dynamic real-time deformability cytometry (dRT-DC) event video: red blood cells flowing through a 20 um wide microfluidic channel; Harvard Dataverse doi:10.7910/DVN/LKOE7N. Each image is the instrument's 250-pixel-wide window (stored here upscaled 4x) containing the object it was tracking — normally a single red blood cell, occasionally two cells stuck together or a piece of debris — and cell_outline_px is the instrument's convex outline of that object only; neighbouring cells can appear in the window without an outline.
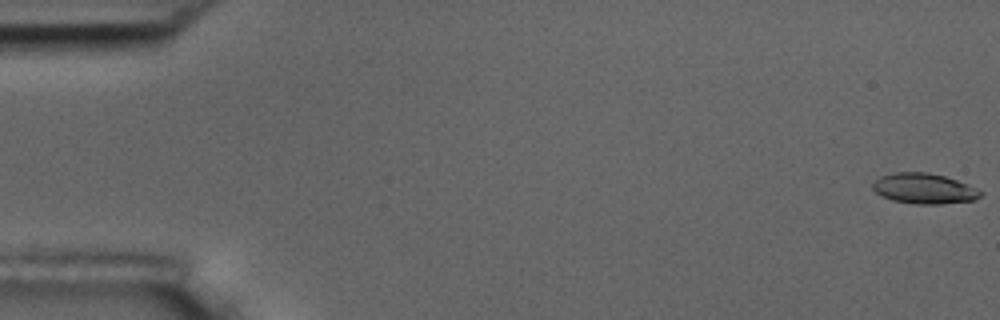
{"species": "common noctule bat (a hibernating species)", "species_latin": "Nyctalus noctula", "temperature_condition": "room temperature", "stored_images_in_passage": 5, "segment_of_instrument_passage": [2, 2], "camera_frame_rate_fps": 3000, "um_per_image_px": 0.085, "animal": {"sex": "male", "body_mass_g": 17.5, "forearm_length_mm": 52.3}, "frame": {"image": 1, "passage_image": 5, "time_ms": 5.667, "image_size_px": [1000, 320], "cell_outline_px": [[984, 192], [976, 200], [940, 204], [916, 204], [892, 200], [876, 192], [872, 188], [872, 184], [880, 176], [896, 172], [928, 172], [944, 176], [956, 180]], "centroid_in_image_um": [78.55, 16.03], "position_along_channel_um": 6.5, "area_um2": 18.96}}